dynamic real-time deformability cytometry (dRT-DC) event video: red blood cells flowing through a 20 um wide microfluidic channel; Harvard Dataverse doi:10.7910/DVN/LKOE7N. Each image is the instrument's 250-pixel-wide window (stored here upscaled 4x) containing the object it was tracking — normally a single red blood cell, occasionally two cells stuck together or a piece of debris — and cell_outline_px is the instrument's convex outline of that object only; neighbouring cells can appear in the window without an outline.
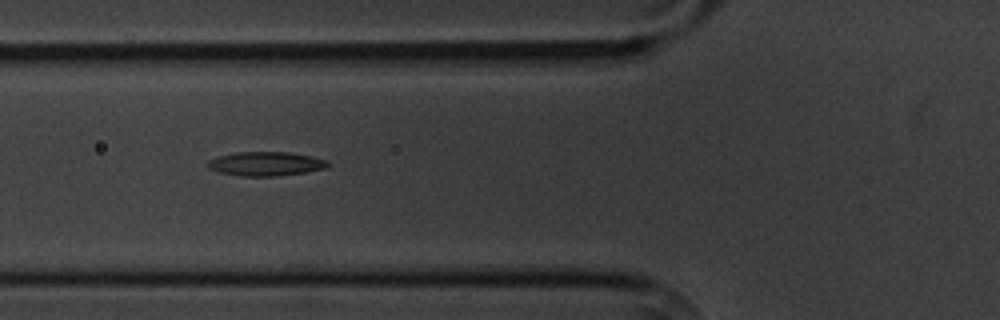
{"species": "common noctule bat (a hibernating species)", "species_latin": "Nyctalus noctula", "temperature_condition": "cold", "stored_images_in_passage": 6, "camera_frame_rate_fps": 3000, "um_per_image_px": 0.085, "animal": {"sex": "male", "body_mass_g": 20.1, "forearm_length_mm": 53.5}, "frame": {"image": 1, "passage_image": 3, "time_ms": 2.333, "image_size_px": [1000, 320], "cell_outline_px": [[332, 164], [328, 168], [304, 172], [276, 176], [240, 176], [220, 172], [208, 168], [208, 160], [216, 156], [236, 152], [288, 152], [312, 156], [328, 160]], "centroid_in_image_um": [22.62, 13.91], "position_along_channel_um": 103.2, "area_um2": 16.99}}
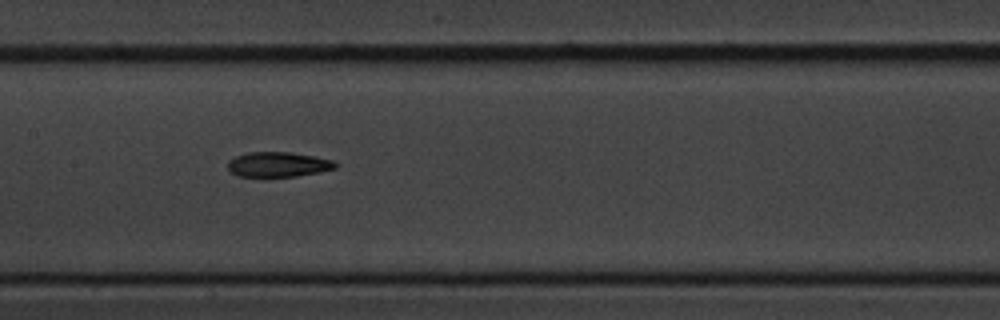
{"frame": {"image": 2, "passage_image": 5, "time_ms": 4.667, "image_size_px": [1000, 320], "cell_outline_px": [[336, 168], [296, 176], [236, 176], [228, 168], [228, 160], [236, 156], [248, 152], [292, 152], [332, 160], [336, 164]], "centroid_in_image_um": [23.6, 13.97], "position_along_channel_um": 183.8, "area_um2": 15.37}}
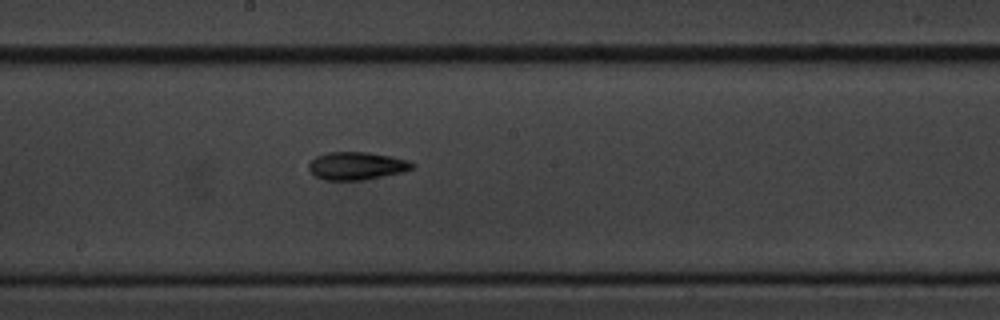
{"frame": {"image": 3, "passage_image": 6, "time_ms": 5.667, "image_size_px": [1000, 320], "cell_outline_px": [[416, 164], [412, 168], [404, 172], [364, 180], [324, 180], [316, 176], [308, 168], [308, 164], [316, 156], [328, 152], [368, 152], [392, 156], [408, 160]], "centroid_in_image_um": [30.34, 14.09], "position_along_channel_um": 217.9, "area_um2": 16.88}}